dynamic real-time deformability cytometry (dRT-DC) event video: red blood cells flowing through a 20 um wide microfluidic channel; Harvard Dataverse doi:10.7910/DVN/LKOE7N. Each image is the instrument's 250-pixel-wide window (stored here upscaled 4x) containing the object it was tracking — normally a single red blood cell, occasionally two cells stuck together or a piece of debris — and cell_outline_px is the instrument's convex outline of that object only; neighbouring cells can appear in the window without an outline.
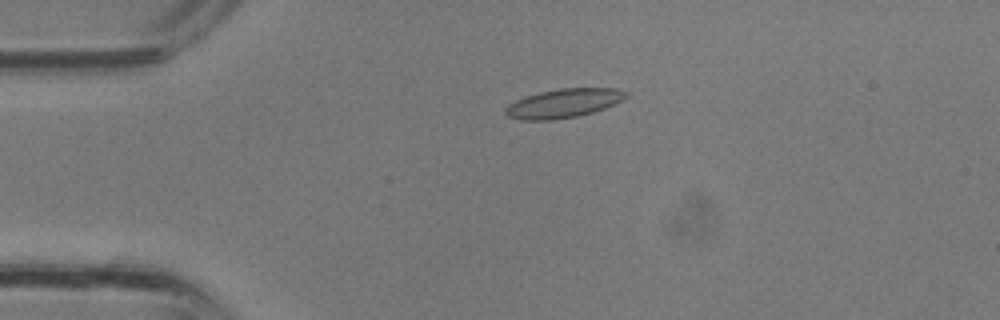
{"species": "common noctule bat (a hibernating species)", "species_latin": "Nyctalus noctula", "temperature_condition": "room temperature", "stored_images_in_passage": 35, "camera_frame_rate_fps": 3000, "um_per_image_px": 0.085, "animal": {"sex": "male", "body_mass_g": 13.3}, "frame": {"image": 1, "passage_image": 8, "time_ms": 2.333, "image_size_px": [1000, 320], "cell_outline_px": [[628, 96], [624, 100], [604, 108], [592, 112], [576, 116], [552, 120], [520, 120], [508, 116], [504, 112], [504, 108], [508, 104], [524, 96], [540, 92], [560, 88], [616, 88], [628, 92]], "centroid_in_image_um": [47.9, 8.77], "position_along_channel_um": 37.1, "area_um2": 20.4}}
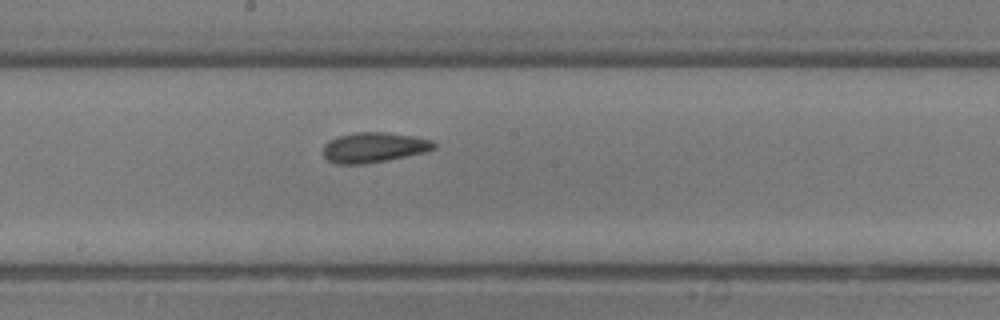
{"frame": {"image": 2, "passage_image": 19, "time_ms": 6.0, "image_size_px": [1000, 320], "cell_outline_px": [[436, 148], [424, 152], [388, 160], [364, 164], [336, 164], [328, 160], [324, 156], [324, 144], [328, 140], [340, 136], [356, 132], [384, 132], [416, 136], [432, 140], [436, 144]], "centroid_in_image_um": [31.79, 12.53], "position_along_channel_um": 216.4, "area_um2": 19.48}}
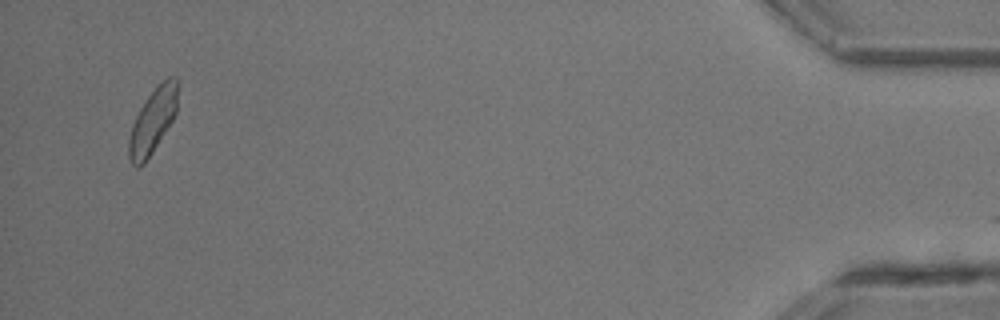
{"frame": {"image": 3, "passage_image": 34, "time_ms": 11.0, "image_size_px": [1000, 320], "cell_outline_px": [[180, 80], [176, 112], [172, 120], [152, 152], [144, 164], [140, 168], [136, 168], [132, 164], [128, 156], [128, 140], [132, 124], [140, 108], [148, 96], [168, 76], [176, 76]], "centroid_in_image_um": [13.0, 10.26], "position_along_channel_um": 422.2, "area_um2": 18.5}}